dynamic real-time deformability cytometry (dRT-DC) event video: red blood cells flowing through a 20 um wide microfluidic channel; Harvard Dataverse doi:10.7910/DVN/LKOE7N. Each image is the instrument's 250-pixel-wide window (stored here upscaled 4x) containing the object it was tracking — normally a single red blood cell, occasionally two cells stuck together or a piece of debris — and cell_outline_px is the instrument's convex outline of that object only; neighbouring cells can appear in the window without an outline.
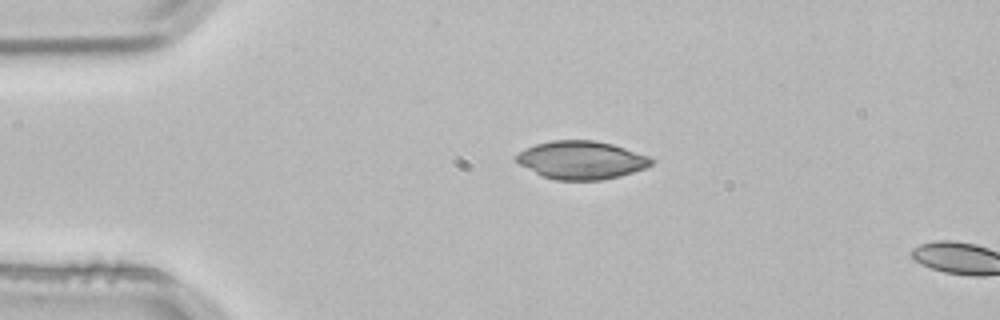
{"species": "common noctule bat (a hibernating species)", "species_latin": "Nyctalus noctula", "temperature_condition": "room temperature", "stored_images_in_passage": 2, "camera_frame_rate_fps": 3000, "um_per_image_px": 0.085, "animal": {"sex": "male", "body_mass_g": 21.5, "forearm_length_mm": 52.0}, "frame": {"image": 1, "passage_image": 1, "time_ms": 0.0, "image_size_px": [1000, 320], "cell_outline_px": [[656, 160], [652, 164], [644, 168], [620, 176], [600, 180], [556, 180], [540, 176], [520, 164], [516, 160], [516, 156], [524, 148], [536, 144], [552, 140], [596, 140], [612, 144], [648, 156]], "centroid_in_image_um": [49.4, 13.6], "position_along_channel_um": 35.6, "area_um2": 29.94}}